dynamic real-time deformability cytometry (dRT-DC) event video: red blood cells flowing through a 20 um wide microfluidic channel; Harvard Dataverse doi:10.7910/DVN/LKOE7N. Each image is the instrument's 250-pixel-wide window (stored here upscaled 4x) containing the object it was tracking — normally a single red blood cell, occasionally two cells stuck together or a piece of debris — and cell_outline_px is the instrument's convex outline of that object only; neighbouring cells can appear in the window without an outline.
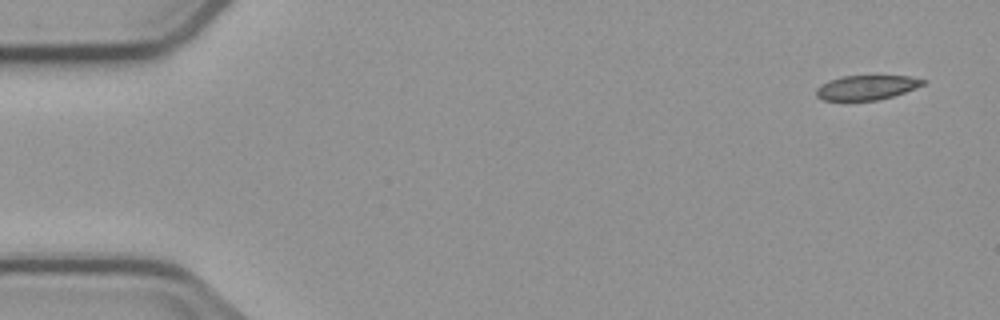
{"species": "common noctule bat (a hibernating species)", "species_latin": "Nyctalus noctula", "temperature_condition": "cold", "stored_images_in_passage": 5, "camera_frame_rate_fps": 3000, "um_per_image_px": 0.085, "animal": {"sex": "male", "body_mass_g": 23.1, "forearm_length_mm": 52.7}, "frame": {"image": 1, "passage_image": 1, "time_ms": 0.0, "image_size_px": [1000, 320], "cell_outline_px": [[928, 80], [924, 84], [916, 88], [892, 96], [876, 100], [824, 100], [816, 96], [816, 88], [820, 84], [828, 80], [844, 76], [908, 76]], "centroid_in_image_um": [73.65, 7.43], "position_along_channel_um": 11.4, "area_um2": 15.2}}
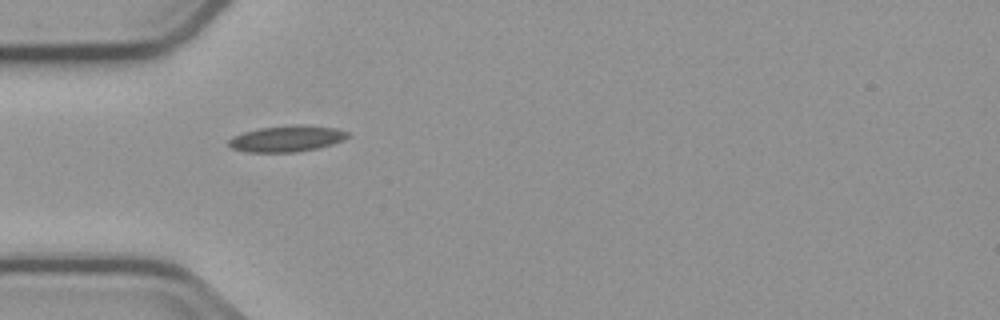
{"frame": {"image": 2, "passage_image": 4, "time_ms": 4.667, "image_size_px": [1000, 320], "cell_outline_px": [[348, 136], [344, 140], [332, 144], [316, 148], [296, 152], [248, 152], [232, 148], [228, 144], [228, 140], [232, 136], [244, 132], [260, 128], [292, 124], [304, 124], [336, 128], [348, 132]], "centroid_in_image_um": [24.38, 11.77], "position_along_channel_um": 60.6, "area_um2": 18.21}}
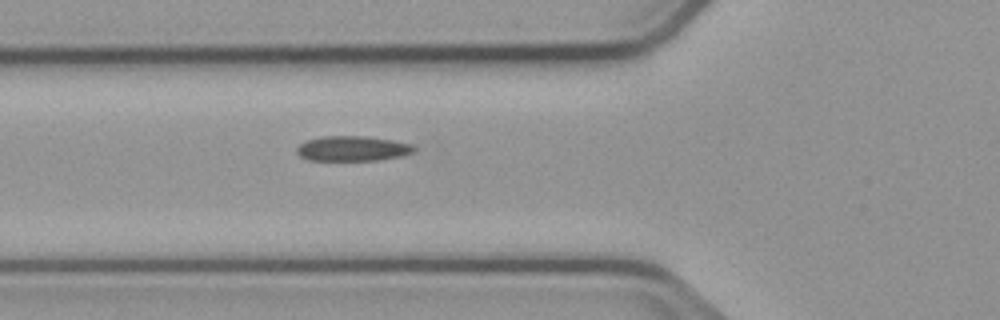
{"frame": {"image": 3, "passage_image": 5, "time_ms": 5.667, "image_size_px": [1000, 320], "cell_outline_px": [[416, 148], [412, 152], [400, 156], [380, 160], [308, 160], [300, 156], [296, 152], [296, 148], [300, 144], [308, 140], [320, 136], [364, 136], [392, 140], [412, 144]], "centroid_in_image_um": [29.94, 12.62], "position_along_channel_um": 95.9, "area_um2": 17.05}}